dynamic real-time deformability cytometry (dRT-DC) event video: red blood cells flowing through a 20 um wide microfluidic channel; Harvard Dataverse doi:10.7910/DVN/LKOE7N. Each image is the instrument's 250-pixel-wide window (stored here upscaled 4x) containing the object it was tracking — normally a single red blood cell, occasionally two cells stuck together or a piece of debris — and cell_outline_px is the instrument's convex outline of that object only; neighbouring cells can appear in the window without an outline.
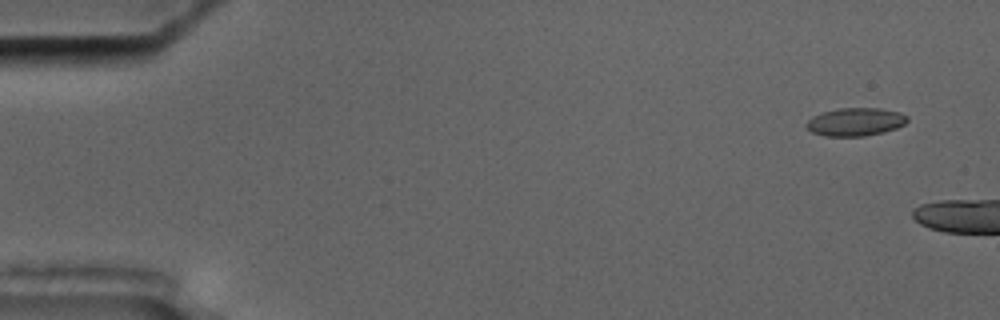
{"species": "common noctule bat (a hibernating species)", "species_latin": "Nyctalus noctula", "temperature_condition": "cold", "stored_images_in_passage": 3, "camera_frame_rate_fps": 3000, "um_per_image_px": 0.085, "animal": {"sex": "male", "body_mass_g": 17.5, "forearm_length_mm": 52.3}, "frame": {"image": 1, "passage_image": 1, "time_ms": 0.0, "image_size_px": [1000, 320], "cell_outline_px": [[908, 120], [904, 124], [896, 128], [884, 132], [864, 136], [824, 136], [812, 132], [804, 124], [812, 116], [824, 112], [840, 108], [880, 108], [900, 112], [908, 116]], "centroid_in_image_um": [72.72, 10.36], "position_along_channel_um": 12.3, "area_um2": 16.53}}